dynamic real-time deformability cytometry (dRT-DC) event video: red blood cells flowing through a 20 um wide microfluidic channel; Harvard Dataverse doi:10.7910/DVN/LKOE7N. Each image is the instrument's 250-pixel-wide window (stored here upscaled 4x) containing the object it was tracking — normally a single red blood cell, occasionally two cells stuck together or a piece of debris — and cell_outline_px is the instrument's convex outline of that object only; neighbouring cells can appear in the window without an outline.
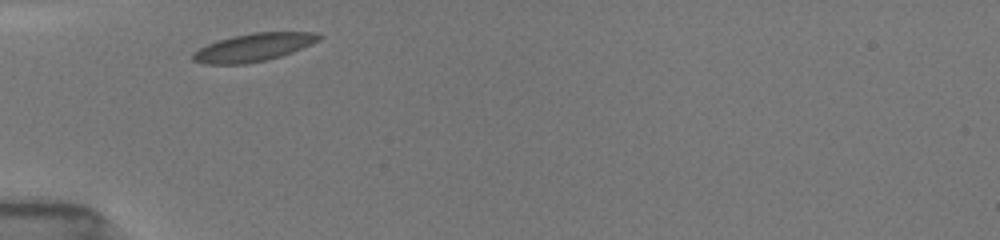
{"species": "common noctule bat (a hibernating species)", "species_latin": "Nyctalus noctula", "temperature_condition": "room temperature", "stored_images_in_passage": 2, "camera_frame_rate_fps": 3000, "um_per_image_px": 0.085, "animal": {"sex": "female", "body_mass_g": 19.5, "forearm_length_mm": 54.1}, "frame": {"image": 1, "passage_image": 1, "time_ms": 0.0, "image_size_px": [1000, 240], "cell_outline_px": [[324, 36], [320, 40], [292, 52], [268, 60], [244, 64], [204, 64], [192, 60], [192, 52], [208, 44], [232, 36], [252, 32], [316, 32]], "centroid_in_image_um": [21.56, 4.02], "position_along_channel_um": 63.4, "area_um2": 20.58}}